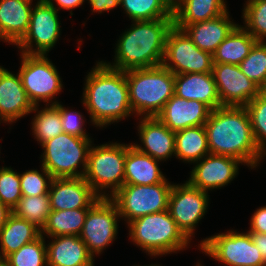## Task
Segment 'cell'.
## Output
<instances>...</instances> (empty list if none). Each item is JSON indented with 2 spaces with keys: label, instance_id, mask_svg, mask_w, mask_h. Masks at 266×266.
Here are the masks:
<instances>
[{
  "label": "cell",
  "instance_id": "obj_37",
  "mask_svg": "<svg viewBox=\"0 0 266 266\" xmlns=\"http://www.w3.org/2000/svg\"><path fill=\"white\" fill-rule=\"evenodd\" d=\"M245 29L258 41L266 38V0H247L243 8Z\"/></svg>",
  "mask_w": 266,
  "mask_h": 266
},
{
  "label": "cell",
  "instance_id": "obj_26",
  "mask_svg": "<svg viewBox=\"0 0 266 266\" xmlns=\"http://www.w3.org/2000/svg\"><path fill=\"white\" fill-rule=\"evenodd\" d=\"M224 0H178L173 4L174 26L211 20L227 12Z\"/></svg>",
  "mask_w": 266,
  "mask_h": 266
},
{
  "label": "cell",
  "instance_id": "obj_8",
  "mask_svg": "<svg viewBox=\"0 0 266 266\" xmlns=\"http://www.w3.org/2000/svg\"><path fill=\"white\" fill-rule=\"evenodd\" d=\"M172 185L167 179L155 185L124 184L109 198L128 224L141 216L168 210Z\"/></svg>",
  "mask_w": 266,
  "mask_h": 266
},
{
  "label": "cell",
  "instance_id": "obj_38",
  "mask_svg": "<svg viewBox=\"0 0 266 266\" xmlns=\"http://www.w3.org/2000/svg\"><path fill=\"white\" fill-rule=\"evenodd\" d=\"M22 198L20 174L10 167L0 168V200L13 210Z\"/></svg>",
  "mask_w": 266,
  "mask_h": 266
},
{
  "label": "cell",
  "instance_id": "obj_9",
  "mask_svg": "<svg viewBox=\"0 0 266 266\" xmlns=\"http://www.w3.org/2000/svg\"><path fill=\"white\" fill-rule=\"evenodd\" d=\"M199 245L202 252L227 266H266L248 231L219 233Z\"/></svg>",
  "mask_w": 266,
  "mask_h": 266
},
{
  "label": "cell",
  "instance_id": "obj_46",
  "mask_svg": "<svg viewBox=\"0 0 266 266\" xmlns=\"http://www.w3.org/2000/svg\"><path fill=\"white\" fill-rule=\"evenodd\" d=\"M0 266H9L4 260H0Z\"/></svg>",
  "mask_w": 266,
  "mask_h": 266
},
{
  "label": "cell",
  "instance_id": "obj_12",
  "mask_svg": "<svg viewBox=\"0 0 266 266\" xmlns=\"http://www.w3.org/2000/svg\"><path fill=\"white\" fill-rule=\"evenodd\" d=\"M58 10L53 0H38L32 7L30 23L25 36L16 44L20 51L30 55H47L60 37ZM33 43L36 48H33Z\"/></svg>",
  "mask_w": 266,
  "mask_h": 266
},
{
  "label": "cell",
  "instance_id": "obj_17",
  "mask_svg": "<svg viewBox=\"0 0 266 266\" xmlns=\"http://www.w3.org/2000/svg\"><path fill=\"white\" fill-rule=\"evenodd\" d=\"M48 194L51 210L90 208L100 198L83 177L53 178Z\"/></svg>",
  "mask_w": 266,
  "mask_h": 266
},
{
  "label": "cell",
  "instance_id": "obj_30",
  "mask_svg": "<svg viewBox=\"0 0 266 266\" xmlns=\"http://www.w3.org/2000/svg\"><path fill=\"white\" fill-rule=\"evenodd\" d=\"M89 208L71 210H51L41 235L55 237L65 235L79 236Z\"/></svg>",
  "mask_w": 266,
  "mask_h": 266
},
{
  "label": "cell",
  "instance_id": "obj_40",
  "mask_svg": "<svg viewBox=\"0 0 266 266\" xmlns=\"http://www.w3.org/2000/svg\"><path fill=\"white\" fill-rule=\"evenodd\" d=\"M51 104H55L60 112L62 129L65 133L74 135L80 138H90L83 127V116L76 111H70L68 108H64L59 102L54 101Z\"/></svg>",
  "mask_w": 266,
  "mask_h": 266
},
{
  "label": "cell",
  "instance_id": "obj_2",
  "mask_svg": "<svg viewBox=\"0 0 266 266\" xmlns=\"http://www.w3.org/2000/svg\"><path fill=\"white\" fill-rule=\"evenodd\" d=\"M94 67L85 79L83 104L92 124L104 127L125 119L133 111L125 71L111 68L104 61Z\"/></svg>",
  "mask_w": 266,
  "mask_h": 266
},
{
  "label": "cell",
  "instance_id": "obj_16",
  "mask_svg": "<svg viewBox=\"0 0 266 266\" xmlns=\"http://www.w3.org/2000/svg\"><path fill=\"white\" fill-rule=\"evenodd\" d=\"M191 171L188 182L202 191L220 189L238 174L240 160L223 155L208 154Z\"/></svg>",
  "mask_w": 266,
  "mask_h": 266
},
{
  "label": "cell",
  "instance_id": "obj_23",
  "mask_svg": "<svg viewBox=\"0 0 266 266\" xmlns=\"http://www.w3.org/2000/svg\"><path fill=\"white\" fill-rule=\"evenodd\" d=\"M54 240L47 246L48 266H94V257L86 244L77 235L50 237Z\"/></svg>",
  "mask_w": 266,
  "mask_h": 266
},
{
  "label": "cell",
  "instance_id": "obj_4",
  "mask_svg": "<svg viewBox=\"0 0 266 266\" xmlns=\"http://www.w3.org/2000/svg\"><path fill=\"white\" fill-rule=\"evenodd\" d=\"M133 114L156 117L174 95L175 74L163 65L125 71Z\"/></svg>",
  "mask_w": 266,
  "mask_h": 266
},
{
  "label": "cell",
  "instance_id": "obj_35",
  "mask_svg": "<svg viewBox=\"0 0 266 266\" xmlns=\"http://www.w3.org/2000/svg\"><path fill=\"white\" fill-rule=\"evenodd\" d=\"M239 67L251 81L264 91L266 89V43L257 42Z\"/></svg>",
  "mask_w": 266,
  "mask_h": 266
},
{
  "label": "cell",
  "instance_id": "obj_48",
  "mask_svg": "<svg viewBox=\"0 0 266 266\" xmlns=\"http://www.w3.org/2000/svg\"><path fill=\"white\" fill-rule=\"evenodd\" d=\"M171 3H172V5L173 4H175L178 0H169Z\"/></svg>",
  "mask_w": 266,
  "mask_h": 266
},
{
  "label": "cell",
  "instance_id": "obj_11",
  "mask_svg": "<svg viewBox=\"0 0 266 266\" xmlns=\"http://www.w3.org/2000/svg\"><path fill=\"white\" fill-rule=\"evenodd\" d=\"M19 75L22 85L34 106L47 102L62 90L59 73L47 55H30L21 52Z\"/></svg>",
  "mask_w": 266,
  "mask_h": 266
},
{
  "label": "cell",
  "instance_id": "obj_13",
  "mask_svg": "<svg viewBox=\"0 0 266 266\" xmlns=\"http://www.w3.org/2000/svg\"><path fill=\"white\" fill-rule=\"evenodd\" d=\"M119 217L117 206L109 197H100L89 208L79 237L93 257L115 240Z\"/></svg>",
  "mask_w": 266,
  "mask_h": 266
},
{
  "label": "cell",
  "instance_id": "obj_39",
  "mask_svg": "<svg viewBox=\"0 0 266 266\" xmlns=\"http://www.w3.org/2000/svg\"><path fill=\"white\" fill-rule=\"evenodd\" d=\"M41 167L42 173L37 170H28L20 174L22 196H40L49 193L53 177L43 166Z\"/></svg>",
  "mask_w": 266,
  "mask_h": 266
},
{
  "label": "cell",
  "instance_id": "obj_6",
  "mask_svg": "<svg viewBox=\"0 0 266 266\" xmlns=\"http://www.w3.org/2000/svg\"><path fill=\"white\" fill-rule=\"evenodd\" d=\"M125 157L126 144L91 146L83 178L99 197H110L124 185ZM106 188L109 195L102 191Z\"/></svg>",
  "mask_w": 266,
  "mask_h": 266
},
{
  "label": "cell",
  "instance_id": "obj_3",
  "mask_svg": "<svg viewBox=\"0 0 266 266\" xmlns=\"http://www.w3.org/2000/svg\"><path fill=\"white\" fill-rule=\"evenodd\" d=\"M173 25V18L133 21L116 44L115 62L104 63L121 71L162 65L166 37Z\"/></svg>",
  "mask_w": 266,
  "mask_h": 266
},
{
  "label": "cell",
  "instance_id": "obj_45",
  "mask_svg": "<svg viewBox=\"0 0 266 266\" xmlns=\"http://www.w3.org/2000/svg\"><path fill=\"white\" fill-rule=\"evenodd\" d=\"M13 211L0 200V230L5 226Z\"/></svg>",
  "mask_w": 266,
  "mask_h": 266
},
{
  "label": "cell",
  "instance_id": "obj_25",
  "mask_svg": "<svg viewBox=\"0 0 266 266\" xmlns=\"http://www.w3.org/2000/svg\"><path fill=\"white\" fill-rule=\"evenodd\" d=\"M159 160L126 144L124 184L155 185L166 180L158 166Z\"/></svg>",
  "mask_w": 266,
  "mask_h": 266
},
{
  "label": "cell",
  "instance_id": "obj_28",
  "mask_svg": "<svg viewBox=\"0 0 266 266\" xmlns=\"http://www.w3.org/2000/svg\"><path fill=\"white\" fill-rule=\"evenodd\" d=\"M258 41L242 26L237 25L213 54V63L239 65Z\"/></svg>",
  "mask_w": 266,
  "mask_h": 266
},
{
  "label": "cell",
  "instance_id": "obj_15",
  "mask_svg": "<svg viewBox=\"0 0 266 266\" xmlns=\"http://www.w3.org/2000/svg\"><path fill=\"white\" fill-rule=\"evenodd\" d=\"M212 74L221 106H246L262 90L251 81L239 65L214 63Z\"/></svg>",
  "mask_w": 266,
  "mask_h": 266
},
{
  "label": "cell",
  "instance_id": "obj_10",
  "mask_svg": "<svg viewBox=\"0 0 266 266\" xmlns=\"http://www.w3.org/2000/svg\"><path fill=\"white\" fill-rule=\"evenodd\" d=\"M213 64L212 54L200 50L182 29L173 25L166 37L164 67L175 75L211 73Z\"/></svg>",
  "mask_w": 266,
  "mask_h": 266
},
{
  "label": "cell",
  "instance_id": "obj_36",
  "mask_svg": "<svg viewBox=\"0 0 266 266\" xmlns=\"http://www.w3.org/2000/svg\"><path fill=\"white\" fill-rule=\"evenodd\" d=\"M259 150L266 155V93L262 91L246 106Z\"/></svg>",
  "mask_w": 266,
  "mask_h": 266
},
{
  "label": "cell",
  "instance_id": "obj_5",
  "mask_svg": "<svg viewBox=\"0 0 266 266\" xmlns=\"http://www.w3.org/2000/svg\"><path fill=\"white\" fill-rule=\"evenodd\" d=\"M128 227L133 243L151 256L175 253L190 243L168 210L136 218Z\"/></svg>",
  "mask_w": 266,
  "mask_h": 266
},
{
  "label": "cell",
  "instance_id": "obj_34",
  "mask_svg": "<svg viewBox=\"0 0 266 266\" xmlns=\"http://www.w3.org/2000/svg\"><path fill=\"white\" fill-rule=\"evenodd\" d=\"M4 261L9 266H48L45 237L41 235L33 242L23 245Z\"/></svg>",
  "mask_w": 266,
  "mask_h": 266
},
{
  "label": "cell",
  "instance_id": "obj_19",
  "mask_svg": "<svg viewBox=\"0 0 266 266\" xmlns=\"http://www.w3.org/2000/svg\"><path fill=\"white\" fill-rule=\"evenodd\" d=\"M34 109L21 81L19 73L12 74L0 66V119L4 123L15 122Z\"/></svg>",
  "mask_w": 266,
  "mask_h": 266
},
{
  "label": "cell",
  "instance_id": "obj_43",
  "mask_svg": "<svg viewBox=\"0 0 266 266\" xmlns=\"http://www.w3.org/2000/svg\"><path fill=\"white\" fill-rule=\"evenodd\" d=\"M249 234L266 263V233L249 232Z\"/></svg>",
  "mask_w": 266,
  "mask_h": 266
},
{
  "label": "cell",
  "instance_id": "obj_24",
  "mask_svg": "<svg viewBox=\"0 0 266 266\" xmlns=\"http://www.w3.org/2000/svg\"><path fill=\"white\" fill-rule=\"evenodd\" d=\"M32 4L0 0V40L16 45L27 33Z\"/></svg>",
  "mask_w": 266,
  "mask_h": 266
},
{
  "label": "cell",
  "instance_id": "obj_22",
  "mask_svg": "<svg viewBox=\"0 0 266 266\" xmlns=\"http://www.w3.org/2000/svg\"><path fill=\"white\" fill-rule=\"evenodd\" d=\"M174 94L183 99L198 100L211 110L221 106L212 72L175 75Z\"/></svg>",
  "mask_w": 266,
  "mask_h": 266
},
{
  "label": "cell",
  "instance_id": "obj_33",
  "mask_svg": "<svg viewBox=\"0 0 266 266\" xmlns=\"http://www.w3.org/2000/svg\"><path fill=\"white\" fill-rule=\"evenodd\" d=\"M13 213L42 229L51 212L49 194L22 196Z\"/></svg>",
  "mask_w": 266,
  "mask_h": 266
},
{
  "label": "cell",
  "instance_id": "obj_21",
  "mask_svg": "<svg viewBox=\"0 0 266 266\" xmlns=\"http://www.w3.org/2000/svg\"><path fill=\"white\" fill-rule=\"evenodd\" d=\"M237 25L230 20L227 11L211 20L175 27L182 29L200 50L213 55Z\"/></svg>",
  "mask_w": 266,
  "mask_h": 266
},
{
  "label": "cell",
  "instance_id": "obj_18",
  "mask_svg": "<svg viewBox=\"0 0 266 266\" xmlns=\"http://www.w3.org/2000/svg\"><path fill=\"white\" fill-rule=\"evenodd\" d=\"M211 111L198 100H187L174 94L156 117L170 130L177 132L188 127L205 125Z\"/></svg>",
  "mask_w": 266,
  "mask_h": 266
},
{
  "label": "cell",
  "instance_id": "obj_41",
  "mask_svg": "<svg viewBox=\"0 0 266 266\" xmlns=\"http://www.w3.org/2000/svg\"><path fill=\"white\" fill-rule=\"evenodd\" d=\"M248 232L266 233V206L260 207L254 212Z\"/></svg>",
  "mask_w": 266,
  "mask_h": 266
},
{
  "label": "cell",
  "instance_id": "obj_27",
  "mask_svg": "<svg viewBox=\"0 0 266 266\" xmlns=\"http://www.w3.org/2000/svg\"><path fill=\"white\" fill-rule=\"evenodd\" d=\"M41 236V229L12 213L0 230V260Z\"/></svg>",
  "mask_w": 266,
  "mask_h": 266
},
{
  "label": "cell",
  "instance_id": "obj_20",
  "mask_svg": "<svg viewBox=\"0 0 266 266\" xmlns=\"http://www.w3.org/2000/svg\"><path fill=\"white\" fill-rule=\"evenodd\" d=\"M138 133L142 147L132 144L138 151L162 161L175 155V132L166 127L157 117H141Z\"/></svg>",
  "mask_w": 266,
  "mask_h": 266
},
{
  "label": "cell",
  "instance_id": "obj_29",
  "mask_svg": "<svg viewBox=\"0 0 266 266\" xmlns=\"http://www.w3.org/2000/svg\"><path fill=\"white\" fill-rule=\"evenodd\" d=\"M210 154L204 125L188 127L175 132V156L195 163Z\"/></svg>",
  "mask_w": 266,
  "mask_h": 266
},
{
  "label": "cell",
  "instance_id": "obj_31",
  "mask_svg": "<svg viewBox=\"0 0 266 266\" xmlns=\"http://www.w3.org/2000/svg\"><path fill=\"white\" fill-rule=\"evenodd\" d=\"M120 5L133 21L173 18L169 0H120Z\"/></svg>",
  "mask_w": 266,
  "mask_h": 266
},
{
  "label": "cell",
  "instance_id": "obj_1",
  "mask_svg": "<svg viewBox=\"0 0 266 266\" xmlns=\"http://www.w3.org/2000/svg\"><path fill=\"white\" fill-rule=\"evenodd\" d=\"M205 131L210 154L230 156L256 168L263 157L245 106H220L211 111Z\"/></svg>",
  "mask_w": 266,
  "mask_h": 266
},
{
  "label": "cell",
  "instance_id": "obj_7",
  "mask_svg": "<svg viewBox=\"0 0 266 266\" xmlns=\"http://www.w3.org/2000/svg\"><path fill=\"white\" fill-rule=\"evenodd\" d=\"M91 143L90 138L63 132L41 145L44 148L42 166L53 178L83 177ZM81 164L83 169L78 171Z\"/></svg>",
  "mask_w": 266,
  "mask_h": 266
},
{
  "label": "cell",
  "instance_id": "obj_44",
  "mask_svg": "<svg viewBox=\"0 0 266 266\" xmlns=\"http://www.w3.org/2000/svg\"><path fill=\"white\" fill-rule=\"evenodd\" d=\"M57 5H59V8H57L55 5L54 7L59 10V9H66L70 10L73 8H76L84 3V0H54Z\"/></svg>",
  "mask_w": 266,
  "mask_h": 266
},
{
  "label": "cell",
  "instance_id": "obj_14",
  "mask_svg": "<svg viewBox=\"0 0 266 266\" xmlns=\"http://www.w3.org/2000/svg\"><path fill=\"white\" fill-rule=\"evenodd\" d=\"M208 192L184 184H173L169 196L168 211L182 232L191 239L194 229L207 212Z\"/></svg>",
  "mask_w": 266,
  "mask_h": 266
},
{
  "label": "cell",
  "instance_id": "obj_42",
  "mask_svg": "<svg viewBox=\"0 0 266 266\" xmlns=\"http://www.w3.org/2000/svg\"><path fill=\"white\" fill-rule=\"evenodd\" d=\"M92 6V12L103 13V11H110L120 5V0H89Z\"/></svg>",
  "mask_w": 266,
  "mask_h": 266
},
{
  "label": "cell",
  "instance_id": "obj_47",
  "mask_svg": "<svg viewBox=\"0 0 266 266\" xmlns=\"http://www.w3.org/2000/svg\"><path fill=\"white\" fill-rule=\"evenodd\" d=\"M21 1H24V2H27V3H31L32 4V1L33 0H21Z\"/></svg>",
  "mask_w": 266,
  "mask_h": 266
},
{
  "label": "cell",
  "instance_id": "obj_32",
  "mask_svg": "<svg viewBox=\"0 0 266 266\" xmlns=\"http://www.w3.org/2000/svg\"><path fill=\"white\" fill-rule=\"evenodd\" d=\"M38 112V105L34 106L32 112H37L32 121L33 135L42 145L59 134L63 133L60 112L55 104H51Z\"/></svg>",
  "mask_w": 266,
  "mask_h": 266
}]
</instances>
